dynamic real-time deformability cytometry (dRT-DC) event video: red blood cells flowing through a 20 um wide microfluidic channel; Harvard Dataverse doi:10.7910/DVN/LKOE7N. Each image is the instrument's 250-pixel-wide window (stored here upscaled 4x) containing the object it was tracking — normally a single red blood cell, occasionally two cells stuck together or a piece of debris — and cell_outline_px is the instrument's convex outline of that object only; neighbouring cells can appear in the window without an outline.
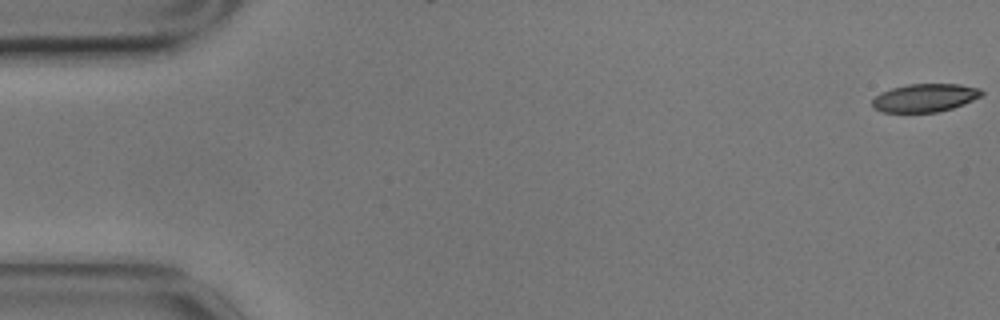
{"species": "common noctule bat (a hibernating species)", "species_latin": "Nyctalus noctula", "temperature_condition": "cold", "stored_images_in_passage": 13, "camera_frame_rate_fps": 3000, "um_per_image_px": 0.085, "animal": {"sex": "male", "body_mass_g": 17.9}, "frame": {"image": 1, "passage_image": 1, "time_ms": 0.0, "image_size_px": [1000, 320], "cell_outline_px": [[984, 96], [964, 104], [952, 108], [936, 112], [880, 112], [872, 108], [872, 100], [880, 92], [892, 88], [908, 84], [960, 84], [980, 88], [984, 92]], "centroid_in_image_um": [78.63, 8.31], "position_along_channel_um": 6.4, "area_um2": 18.15}}